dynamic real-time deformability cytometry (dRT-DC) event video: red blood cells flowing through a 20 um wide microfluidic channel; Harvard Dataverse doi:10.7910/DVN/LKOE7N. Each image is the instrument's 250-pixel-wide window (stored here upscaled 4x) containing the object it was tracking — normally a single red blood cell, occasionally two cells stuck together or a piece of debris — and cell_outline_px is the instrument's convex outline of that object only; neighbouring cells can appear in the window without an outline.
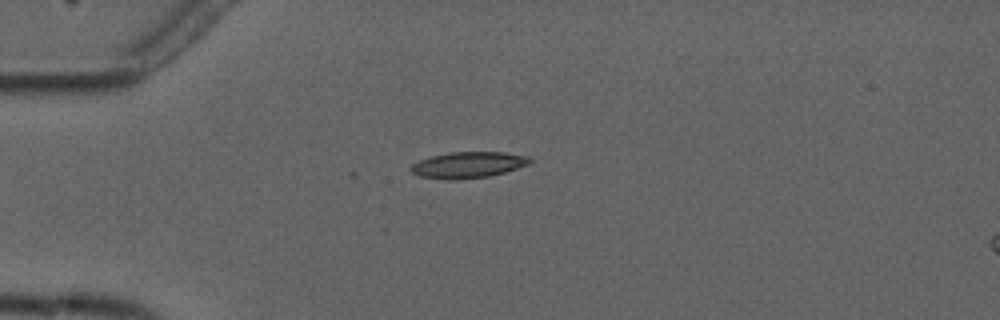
{"species": "common noctule bat (a hibernating species)", "species_latin": "Nyctalus noctula", "temperature_condition": "cold", "stored_images_in_passage": 1, "camera_frame_rate_fps": 3000, "um_per_image_px": 0.085, "animal": {"sex": "male", "forearm_length_mm": 52.5}, "frame": {"image": 1, "passage_image": 1, "time_ms": 0.0, "image_size_px": [1000, 320], "cell_outline_px": [[532, 160], [528, 164], [504, 172], [488, 176], [452, 180], [420, 176], [412, 172], [408, 168], [412, 164], [420, 160], [432, 156], [452, 152], [504, 152], [528, 156]], "centroid_in_image_um": [39.77, 14.01], "position_along_channel_um": 45.2, "area_um2": 17.86}}